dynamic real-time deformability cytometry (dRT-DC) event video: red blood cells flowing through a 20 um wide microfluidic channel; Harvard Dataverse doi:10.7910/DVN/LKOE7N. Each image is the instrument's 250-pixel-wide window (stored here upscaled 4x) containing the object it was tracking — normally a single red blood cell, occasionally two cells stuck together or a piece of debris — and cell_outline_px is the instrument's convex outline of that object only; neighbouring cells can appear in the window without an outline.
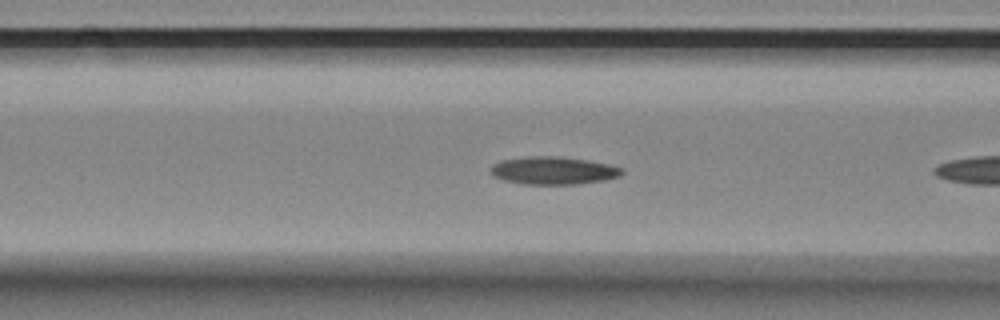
{"species": "Egyptian fruit bat (a non-hibernating species)", "species_latin": "Rousettus aegyptiacus", "temperature_condition": "room temperature", "stored_images_in_passage": 8, "camera_frame_rate_fps": 3000, "um_per_image_px": 0.085, "animal": {"sex": "female"}, "frame": {"image": 1, "passage_image": 7, "time_ms": 2.0, "image_size_px": [1000, 320], "cell_outline_px": [[624, 172], [620, 176], [604, 180], [576, 184], [524, 184], [504, 180], [492, 176], [492, 164], [500, 160], [528, 156], [556, 156], [588, 160], [620, 168]], "centroid_in_image_um": [46.99, 14.49], "position_along_channel_um": 119.6, "area_um2": 21.04}}